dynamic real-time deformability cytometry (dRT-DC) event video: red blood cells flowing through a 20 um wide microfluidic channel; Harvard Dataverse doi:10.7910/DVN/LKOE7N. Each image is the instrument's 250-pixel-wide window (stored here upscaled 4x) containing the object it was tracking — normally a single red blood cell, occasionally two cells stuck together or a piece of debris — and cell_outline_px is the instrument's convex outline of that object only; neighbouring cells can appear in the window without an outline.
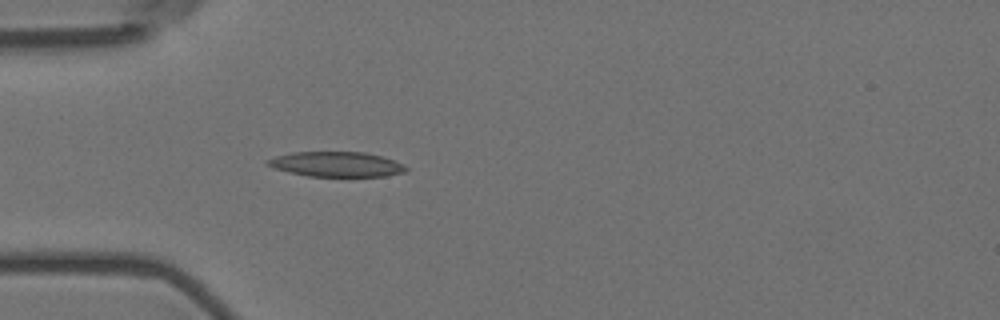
{"species": "Egyptian fruit bat (a non-hibernating species)", "species_latin": "Rousettus aegyptiacus", "temperature_condition": "room temperature", "stored_images_in_passage": 5, "camera_frame_rate_fps": 3000, "um_per_image_px": 0.085, "animal": {"sex": "female"}, "frame": {"image": 1, "passage_image": 5, "time_ms": 1.333, "image_size_px": [1000, 320], "cell_outline_px": [[408, 168], [404, 172], [388, 176], [308, 176], [288, 172], [264, 164], [264, 160], [276, 156], [292, 152], [364, 152], [380, 156], [404, 164]], "centroid_in_image_um": [28.56, 13.96], "position_along_channel_um": 56.4, "area_um2": 20.11}}